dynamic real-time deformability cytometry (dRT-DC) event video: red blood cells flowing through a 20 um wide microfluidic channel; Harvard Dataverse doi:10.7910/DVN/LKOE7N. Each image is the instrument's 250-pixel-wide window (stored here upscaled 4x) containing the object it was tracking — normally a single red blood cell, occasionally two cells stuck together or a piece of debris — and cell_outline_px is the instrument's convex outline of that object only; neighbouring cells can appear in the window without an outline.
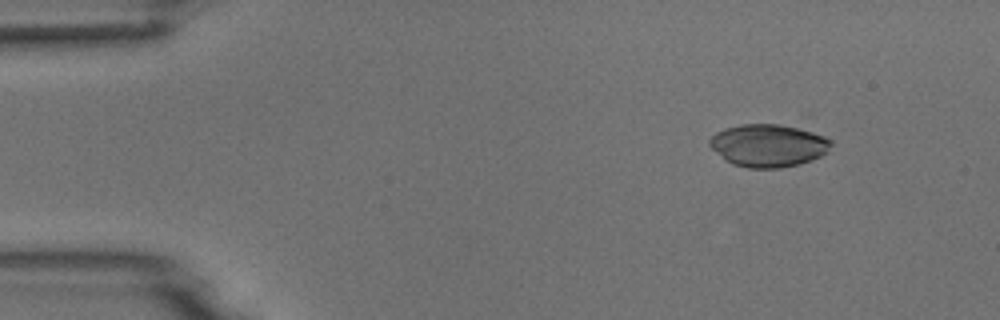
{"species": "common noctule bat (a hibernating species)", "species_latin": "Nyctalus noctula", "temperature_condition": "room temperature", "stored_images_in_passage": 8, "camera_frame_rate_fps": 3000, "um_per_image_px": 0.085, "animal": {"sex": "male", "body_mass_g": 18.8}, "frame": {"image": 1, "passage_image": 2, "time_ms": 0.333, "image_size_px": [1000, 320], "cell_outline_px": [[832, 144], [828, 152], [812, 160], [800, 164], [780, 168], [748, 168], [732, 164], [712, 148], [708, 144], [708, 140], [716, 132], [724, 128], [740, 124], [780, 124], [812, 132], [824, 136], [832, 140]], "centroid_in_image_um": [65.31, 12.37], "position_along_channel_um": 19.7, "area_um2": 30.17}}
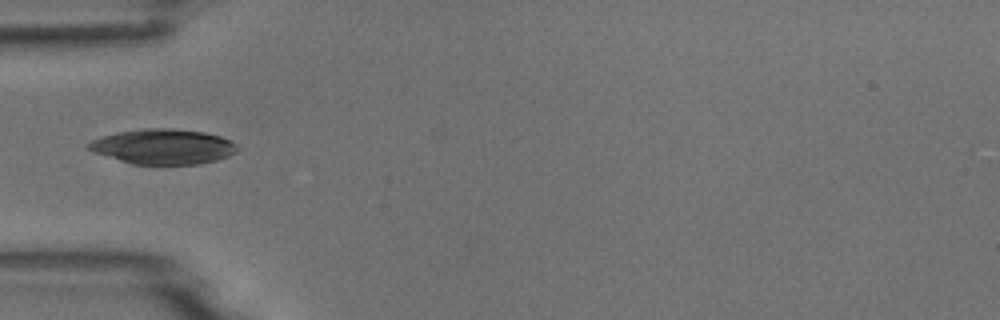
{"frame": {"image": 2, "passage_image": 5, "time_ms": 1.333, "image_size_px": [1000, 320], "cell_outline_px": [[240, 148], [236, 152], [228, 156], [216, 160], [200, 164], [132, 164], [92, 152], [84, 148], [84, 144], [92, 140], [116, 132], [144, 128], [172, 128], [204, 132], [220, 136], [232, 140]], "centroid_in_image_um": [13.85, 12.45], "position_along_channel_um": 71.2, "area_um2": 30.75}}